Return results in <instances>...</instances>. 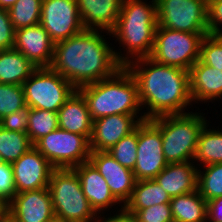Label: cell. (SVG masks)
Instances as JSON below:
<instances>
[{"label":"cell","instance_id":"cell-31","mask_svg":"<svg viewBox=\"0 0 222 222\" xmlns=\"http://www.w3.org/2000/svg\"><path fill=\"white\" fill-rule=\"evenodd\" d=\"M138 144V126L130 134L120 139L109 152L122 166L133 171L136 165V152Z\"/></svg>","mask_w":222,"mask_h":222},{"label":"cell","instance_id":"cell-13","mask_svg":"<svg viewBox=\"0 0 222 222\" xmlns=\"http://www.w3.org/2000/svg\"><path fill=\"white\" fill-rule=\"evenodd\" d=\"M5 215L13 222H46L54 215L48 187L16 193L5 205Z\"/></svg>","mask_w":222,"mask_h":222},{"label":"cell","instance_id":"cell-9","mask_svg":"<svg viewBox=\"0 0 222 222\" xmlns=\"http://www.w3.org/2000/svg\"><path fill=\"white\" fill-rule=\"evenodd\" d=\"M33 146L55 169L73 168L89 161V140L84 136L58 128Z\"/></svg>","mask_w":222,"mask_h":222},{"label":"cell","instance_id":"cell-36","mask_svg":"<svg viewBox=\"0 0 222 222\" xmlns=\"http://www.w3.org/2000/svg\"><path fill=\"white\" fill-rule=\"evenodd\" d=\"M16 194L13 167L10 163L0 164V201L6 205Z\"/></svg>","mask_w":222,"mask_h":222},{"label":"cell","instance_id":"cell-41","mask_svg":"<svg viewBox=\"0 0 222 222\" xmlns=\"http://www.w3.org/2000/svg\"><path fill=\"white\" fill-rule=\"evenodd\" d=\"M17 1L18 0H0V8L8 10Z\"/></svg>","mask_w":222,"mask_h":222},{"label":"cell","instance_id":"cell-3","mask_svg":"<svg viewBox=\"0 0 222 222\" xmlns=\"http://www.w3.org/2000/svg\"><path fill=\"white\" fill-rule=\"evenodd\" d=\"M158 26L156 0H123L111 37L122 45L114 49L116 60L126 66L129 62L151 55ZM126 52V53H125ZM121 53V54H120Z\"/></svg>","mask_w":222,"mask_h":222},{"label":"cell","instance_id":"cell-38","mask_svg":"<svg viewBox=\"0 0 222 222\" xmlns=\"http://www.w3.org/2000/svg\"><path fill=\"white\" fill-rule=\"evenodd\" d=\"M207 10L209 34L222 36V0H211Z\"/></svg>","mask_w":222,"mask_h":222},{"label":"cell","instance_id":"cell-11","mask_svg":"<svg viewBox=\"0 0 222 222\" xmlns=\"http://www.w3.org/2000/svg\"><path fill=\"white\" fill-rule=\"evenodd\" d=\"M136 155L133 169L136 181L154 179L168 165L162 150L161 131L150 119L138 124Z\"/></svg>","mask_w":222,"mask_h":222},{"label":"cell","instance_id":"cell-37","mask_svg":"<svg viewBox=\"0 0 222 222\" xmlns=\"http://www.w3.org/2000/svg\"><path fill=\"white\" fill-rule=\"evenodd\" d=\"M15 29L7 9L0 8V49L14 48Z\"/></svg>","mask_w":222,"mask_h":222},{"label":"cell","instance_id":"cell-43","mask_svg":"<svg viewBox=\"0 0 222 222\" xmlns=\"http://www.w3.org/2000/svg\"><path fill=\"white\" fill-rule=\"evenodd\" d=\"M5 215V205L0 201V219Z\"/></svg>","mask_w":222,"mask_h":222},{"label":"cell","instance_id":"cell-16","mask_svg":"<svg viewBox=\"0 0 222 222\" xmlns=\"http://www.w3.org/2000/svg\"><path fill=\"white\" fill-rule=\"evenodd\" d=\"M89 161L105 178L114 197L124 206L135 187L133 171L122 166L107 151H91Z\"/></svg>","mask_w":222,"mask_h":222},{"label":"cell","instance_id":"cell-8","mask_svg":"<svg viewBox=\"0 0 222 222\" xmlns=\"http://www.w3.org/2000/svg\"><path fill=\"white\" fill-rule=\"evenodd\" d=\"M26 105L58 112L76 88L51 67L36 68L22 84Z\"/></svg>","mask_w":222,"mask_h":222},{"label":"cell","instance_id":"cell-45","mask_svg":"<svg viewBox=\"0 0 222 222\" xmlns=\"http://www.w3.org/2000/svg\"><path fill=\"white\" fill-rule=\"evenodd\" d=\"M1 163H4V160H3L2 156L0 155V164Z\"/></svg>","mask_w":222,"mask_h":222},{"label":"cell","instance_id":"cell-26","mask_svg":"<svg viewBox=\"0 0 222 222\" xmlns=\"http://www.w3.org/2000/svg\"><path fill=\"white\" fill-rule=\"evenodd\" d=\"M212 125L209 122L204 126L200 132L197 150L193 162L199 168L205 165L222 163V129L219 126L209 128ZM200 162V164H197Z\"/></svg>","mask_w":222,"mask_h":222},{"label":"cell","instance_id":"cell-21","mask_svg":"<svg viewBox=\"0 0 222 222\" xmlns=\"http://www.w3.org/2000/svg\"><path fill=\"white\" fill-rule=\"evenodd\" d=\"M58 126L60 129L84 135L90 140L93 120L83 95L76 89L58 110Z\"/></svg>","mask_w":222,"mask_h":222},{"label":"cell","instance_id":"cell-30","mask_svg":"<svg viewBox=\"0 0 222 222\" xmlns=\"http://www.w3.org/2000/svg\"><path fill=\"white\" fill-rule=\"evenodd\" d=\"M58 128L57 112L31 108L26 133L32 144Z\"/></svg>","mask_w":222,"mask_h":222},{"label":"cell","instance_id":"cell-20","mask_svg":"<svg viewBox=\"0 0 222 222\" xmlns=\"http://www.w3.org/2000/svg\"><path fill=\"white\" fill-rule=\"evenodd\" d=\"M85 29L111 32L116 26L123 0H76Z\"/></svg>","mask_w":222,"mask_h":222},{"label":"cell","instance_id":"cell-12","mask_svg":"<svg viewBox=\"0 0 222 222\" xmlns=\"http://www.w3.org/2000/svg\"><path fill=\"white\" fill-rule=\"evenodd\" d=\"M40 25L54 43L85 30L76 0H43Z\"/></svg>","mask_w":222,"mask_h":222},{"label":"cell","instance_id":"cell-2","mask_svg":"<svg viewBox=\"0 0 222 222\" xmlns=\"http://www.w3.org/2000/svg\"><path fill=\"white\" fill-rule=\"evenodd\" d=\"M126 67L137 82L145 119L184 114L193 106L189 71L159 64L150 57L135 59Z\"/></svg>","mask_w":222,"mask_h":222},{"label":"cell","instance_id":"cell-5","mask_svg":"<svg viewBox=\"0 0 222 222\" xmlns=\"http://www.w3.org/2000/svg\"><path fill=\"white\" fill-rule=\"evenodd\" d=\"M200 112L164 115L150 119L161 131L162 150L167 163L194 160L200 132L209 122Z\"/></svg>","mask_w":222,"mask_h":222},{"label":"cell","instance_id":"cell-25","mask_svg":"<svg viewBox=\"0 0 222 222\" xmlns=\"http://www.w3.org/2000/svg\"><path fill=\"white\" fill-rule=\"evenodd\" d=\"M170 195L154 179L136 181L124 210H141L150 206L170 203Z\"/></svg>","mask_w":222,"mask_h":222},{"label":"cell","instance_id":"cell-34","mask_svg":"<svg viewBox=\"0 0 222 222\" xmlns=\"http://www.w3.org/2000/svg\"><path fill=\"white\" fill-rule=\"evenodd\" d=\"M200 60L222 71V36L206 35L201 43Z\"/></svg>","mask_w":222,"mask_h":222},{"label":"cell","instance_id":"cell-7","mask_svg":"<svg viewBox=\"0 0 222 222\" xmlns=\"http://www.w3.org/2000/svg\"><path fill=\"white\" fill-rule=\"evenodd\" d=\"M209 33H190L157 26L149 56L155 62L186 71L200 59L201 43Z\"/></svg>","mask_w":222,"mask_h":222},{"label":"cell","instance_id":"cell-22","mask_svg":"<svg viewBox=\"0 0 222 222\" xmlns=\"http://www.w3.org/2000/svg\"><path fill=\"white\" fill-rule=\"evenodd\" d=\"M198 168L193 161L168 163L154 180L170 195H185L197 190Z\"/></svg>","mask_w":222,"mask_h":222},{"label":"cell","instance_id":"cell-17","mask_svg":"<svg viewBox=\"0 0 222 222\" xmlns=\"http://www.w3.org/2000/svg\"><path fill=\"white\" fill-rule=\"evenodd\" d=\"M14 48L37 68L52 64L54 42L40 24L16 30Z\"/></svg>","mask_w":222,"mask_h":222},{"label":"cell","instance_id":"cell-18","mask_svg":"<svg viewBox=\"0 0 222 222\" xmlns=\"http://www.w3.org/2000/svg\"><path fill=\"white\" fill-rule=\"evenodd\" d=\"M79 177L82 191L96 213L104 214L116 204L123 208V205L111 193L105 178L97 168L90 162H84L72 168ZM104 211V212H103Z\"/></svg>","mask_w":222,"mask_h":222},{"label":"cell","instance_id":"cell-4","mask_svg":"<svg viewBox=\"0 0 222 222\" xmlns=\"http://www.w3.org/2000/svg\"><path fill=\"white\" fill-rule=\"evenodd\" d=\"M77 90L85 98L92 120L116 114L144 115L137 82L126 66Z\"/></svg>","mask_w":222,"mask_h":222},{"label":"cell","instance_id":"cell-19","mask_svg":"<svg viewBox=\"0 0 222 222\" xmlns=\"http://www.w3.org/2000/svg\"><path fill=\"white\" fill-rule=\"evenodd\" d=\"M189 83L193 104L222 99V71L200 59L189 70Z\"/></svg>","mask_w":222,"mask_h":222},{"label":"cell","instance_id":"cell-15","mask_svg":"<svg viewBox=\"0 0 222 222\" xmlns=\"http://www.w3.org/2000/svg\"><path fill=\"white\" fill-rule=\"evenodd\" d=\"M146 120L144 115L116 114L93 120L90 151H108L124 136Z\"/></svg>","mask_w":222,"mask_h":222},{"label":"cell","instance_id":"cell-10","mask_svg":"<svg viewBox=\"0 0 222 222\" xmlns=\"http://www.w3.org/2000/svg\"><path fill=\"white\" fill-rule=\"evenodd\" d=\"M159 27L190 33H209L207 3L203 0H156Z\"/></svg>","mask_w":222,"mask_h":222},{"label":"cell","instance_id":"cell-46","mask_svg":"<svg viewBox=\"0 0 222 222\" xmlns=\"http://www.w3.org/2000/svg\"><path fill=\"white\" fill-rule=\"evenodd\" d=\"M203 1H205L208 4L211 0H203Z\"/></svg>","mask_w":222,"mask_h":222},{"label":"cell","instance_id":"cell-29","mask_svg":"<svg viewBox=\"0 0 222 222\" xmlns=\"http://www.w3.org/2000/svg\"><path fill=\"white\" fill-rule=\"evenodd\" d=\"M202 167L198 168L197 174L198 192L206 201L222 197V163Z\"/></svg>","mask_w":222,"mask_h":222},{"label":"cell","instance_id":"cell-24","mask_svg":"<svg viewBox=\"0 0 222 222\" xmlns=\"http://www.w3.org/2000/svg\"><path fill=\"white\" fill-rule=\"evenodd\" d=\"M174 222H207V201L198 190L171 198Z\"/></svg>","mask_w":222,"mask_h":222},{"label":"cell","instance_id":"cell-1","mask_svg":"<svg viewBox=\"0 0 222 222\" xmlns=\"http://www.w3.org/2000/svg\"><path fill=\"white\" fill-rule=\"evenodd\" d=\"M105 32L107 34L103 35ZM107 35L111 37V32L85 29L54 43L50 67L76 89L112 76L122 65L116 60L114 48L105 37Z\"/></svg>","mask_w":222,"mask_h":222},{"label":"cell","instance_id":"cell-27","mask_svg":"<svg viewBox=\"0 0 222 222\" xmlns=\"http://www.w3.org/2000/svg\"><path fill=\"white\" fill-rule=\"evenodd\" d=\"M32 146L27 133L9 131L0 127V155L5 163H14Z\"/></svg>","mask_w":222,"mask_h":222},{"label":"cell","instance_id":"cell-28","mask_svg":"<svg viewBox=\"0 0 222 222\" xmlns=\"http://www.w3.org/2000/svg\"><path fill=\"white\" fill-rule=\"evenodd\" d=\"M43 0H18L8 9L13 28L16 30L40 24Z\"/></svg>","mask_w":222,"mask_h":222},{"label":"cell","instance_id":"cell-6","mask_svg":"<svg viewBox=\"0 0 222 222\" xmlns=\"http://www.w3.org/2000/svg\"><path fill=\"white\" fill-rule=\"evenodd\" d=\"M48 189L55 215L68 222H92L95 219L97 213L90 206L72 168L54 169Z\"/></svg>","mask_w":222,"mask_h":222},{"label":"cell","instance_id":"cell-39","mask_svg":"<svg viewBox=\"0 0 222 222\" xmlns=\"http://www.w3.org/2000/svg\"><path fill=\"white\" fill-rule=\"evenodd\" d=\"M207 222H222V197L207 201Z\"/></svg>","mask_w":222,"mask_h":222},{"label":"cell","instance_id":"cell-42","mask_svg":"<svg viewBox=\"0 0 222 222\" xmlns=\"http://www.w3.org/2000/svg\"><path fill=\"white\" fill-rule=\"evenodd\" d=\"M46 222H68L64 220L62 217H59L57 215H53L51 218H49Z\"/></svg>","mask_w":222,"mask_h":222},{"label":"cell","instance_id":"cell-40","mask_svg":"<svg viewBox=\"0 0 222 222\" xmlns=\"http://www.w3.org/2000/svg\"><path fill=\"white\" fill-rule=\"evenodd\" d=\"M117 211H113V216L110 211V215H102L97 213L95 219L92 222H132L131 216L123 209L116 207ZM106 216V217H105ZM108 216V217H107Z\"/></svg>","mask_w":222,"mask_h":222},{"label":"cell","instance_id":"cell-44","mask_svg":"<svg viewBox=\"0 0 222 222\" xmlns=\"http://www.w3.org/2000/svg\"><path fill=\"white\" fill-rule=\"evenodd\" d=\"M0 222H13L7 215H4L1 219Z\"/></svg>","mask_w":222,"mask_h":222},{"label":"cell","instance_id":"cell-35","mask_svg":"<svg viewBox=\"0 0 222 222\" xmlns=\"http://www.w3.org/2000/svg\"><path fill=\"white\" fill-rule=\"evenodd\" d=\"M31 108L26 105L0 120V127L9 131L27 132L28 118Z\"/></svg>","mask_w":222,"mask_h":222},{"label":"cell","instance_id":"cell-23","mask_svg":"<svg viewBox=\"0 0 222 222\" xmlns=\"http://www.w3.org/2000/svg\"><path fill=\"white\" fill-rule=\"evenodd\" d=\"M36 68L15 48L1 49L0 83L22 85Z\"/></svg>","mask_w":222,"mask_h":222},{"label":"cell","instance_id":"cell-32","mask_svg":"<svg viewBox=\"0 0 222 222\" xmlns=\"http://www.w3.org/2000/svg\"><path fill=\"white\" fill-rule=\"evenodd\" d=\"M26 106L23 86L0 83V120Z\"/></svg>","mask_w":222,"mask_h":222},{"label":"cell","instance_id":"cell-33","mask_svg":"<svg viewBox=\"0 0 222 222\" xmlns=\"http://www.w3.org/2000/svg\"><path fill=\"white\" fill-rule=\"evenodd\" d=\"M132 222H174L170 203H161L141 210H125Z\"/></svg>","mask_w":222,"mask_h":222},{"label":"cell","instance_id":"cell-14","mask_svg":"<svg viewBox=\"0 0 222 222\" xmlns=\"http://www.w3.org/2000/svg\"><path fill=\"white\" fill-rule=\"evenodd\" d=\"M11 165L16 193L47 188L55 169L34 146Z\"/></svg>","mask_w":222,"mask_h":222}]
</instances>
